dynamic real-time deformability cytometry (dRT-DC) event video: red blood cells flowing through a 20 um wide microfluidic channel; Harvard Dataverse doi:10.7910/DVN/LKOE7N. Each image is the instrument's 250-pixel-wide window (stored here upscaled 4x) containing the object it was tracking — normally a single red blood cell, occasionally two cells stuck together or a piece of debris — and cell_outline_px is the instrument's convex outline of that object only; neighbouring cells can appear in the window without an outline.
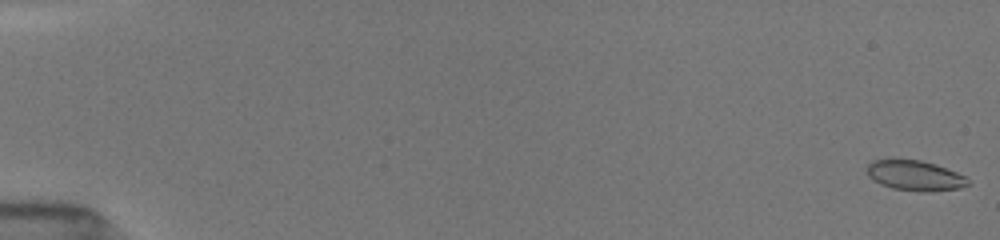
{"species": "common noctule bat (a hibernating species)", "species_latin": "Nyctalus noctula", "temperature_condition": "room temperature", "stored_images_in_passage": 13, "camera_frame_rate_fps": 3000, "um_per_image_px": 0.085, "animal": {"sex": "female", "body_mass_g": 19.5, "forearm_length_mm": 54.1}, "frame": {"image": 1, "passage_image": 1, "time_ms": 0.0, "image_size_px": [1000, 240], "cell_outline_px": [[968, 184], [960, 188], [932, 192], [920, 192], [892, 188], [880, 184], [872, 180], [868, 176], [864, 168], [872, 160], [920, 160], [936, 164], [956, 172], [964, 176], [968, 180]], "centroid_in_image_um": [77.72, 14.93], "position_along_channel_um": 7.3, "area_um2": 17.86}}
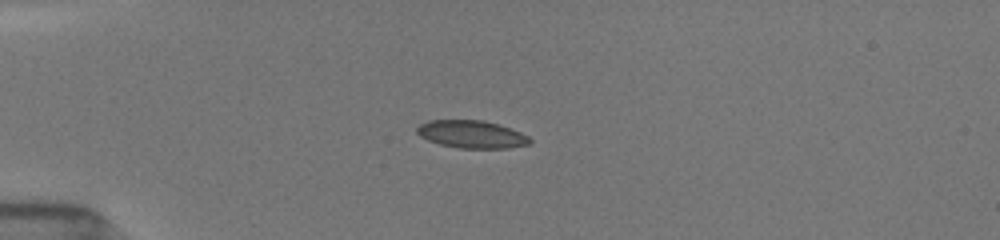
{"frame": {"image": 2, "passage_image": 10, "time_ms": 4.667, "image_size_px": [1000, 240], "cell_outline_px": [[532, 140], [528, 144], [508, 148], [456, 148], [440, 144], [428, 140], [420, 136], [416, 132], [416, 128], [420, 124], [428, 120], [484, 120], [500, 124], [520, 132], [528, 136]], "centroid_in_image_um": [40.07, 11.41], "position_along_channel_um": 44.9, "area_um2": 18.26}}
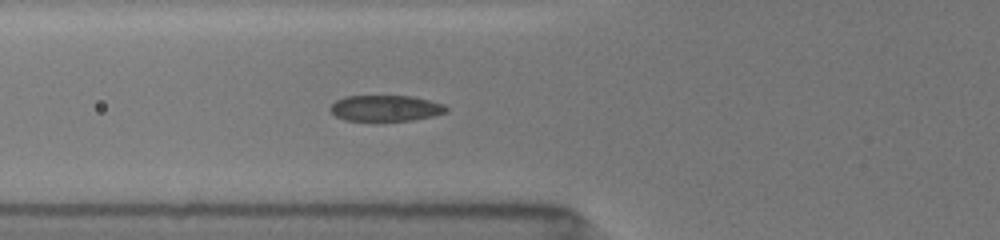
{"frame": {"image": 3, "passage_image": 13, "time_ms": 6.667, "image_size_px": [1000, 240], "cell_outline_px": [[448, 112], [432, 116], [412, 120], [344, 120], [336, 116], [328, 108], [336, 100], [344, 96], [412, 96], [444, 104], [448, 108]], "centroid_in_image_um": [32.77, 9.19], "position_along_channel_um": 93.0, "area_um2": 17.46}}